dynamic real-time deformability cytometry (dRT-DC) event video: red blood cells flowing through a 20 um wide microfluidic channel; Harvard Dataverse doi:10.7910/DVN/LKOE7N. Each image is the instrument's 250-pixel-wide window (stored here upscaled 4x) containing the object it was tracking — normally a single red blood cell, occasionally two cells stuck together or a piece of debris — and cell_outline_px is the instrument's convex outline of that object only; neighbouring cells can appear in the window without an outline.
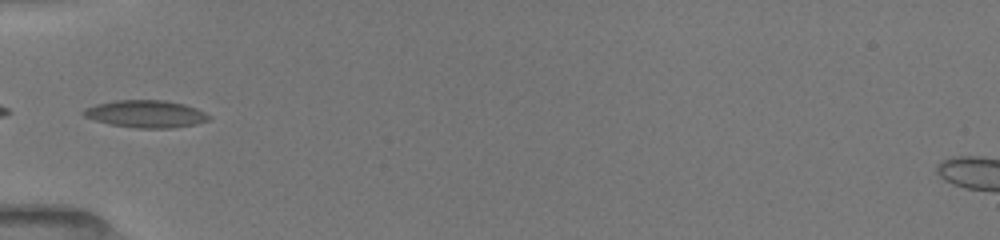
{"species": "common noctule bat (a hibernating species)", "species_latin": "Nyctalus noctula", "temperature_condition": "room temperature", "stored_images_in_passage": 34, "camera_frame_rate_fps": 3000, "um_per_image_px": 0.085, "animal": {"sex": "female", "body_mass_g": 19.5, "forearm_length_mm": 54.1}, "frame": {"image": 1, "passage_image": 1, "time_ms": 0.0, "image_size_px": [1000, 240], "cell_outline_px": [[212, 120], [196, 124], [172, 128], [136, 128], [112, 124], [96, 120], [84, 116], [80, 112], [84, 108], [96, 104], [116, 100], [164, 100], [184, 104], [196, 108], [212, 116]], "centroid_in_image_um": [12.43, 9.68], "position_along_channel_um": 72.6, "area_um2": 20.06}}
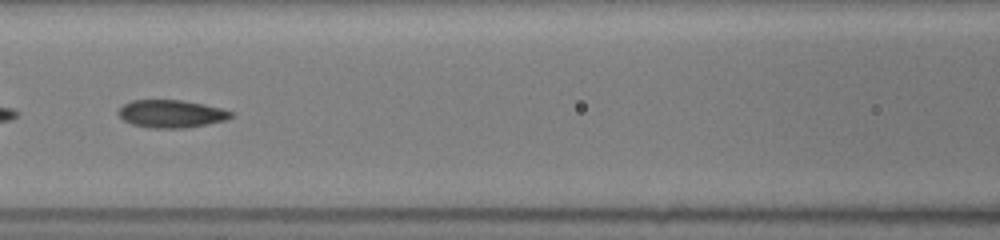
{"frame": {"image": 2, "passage_image": 7, "time_ms": 2.0, "image_size_px": [1000, 240], "cell_outline_px": [[236, 112], [228, 120], [188, 128], [152, 128], [132, 124], [124, 120], [116, 112], [124, 104], [132, 100], [180, 100], [204, 104], [224, 108]], "centroid_in_image_um": [14.62, 9.67], "position_along_channel_um": 152.0, "area_um2": 18.44}}
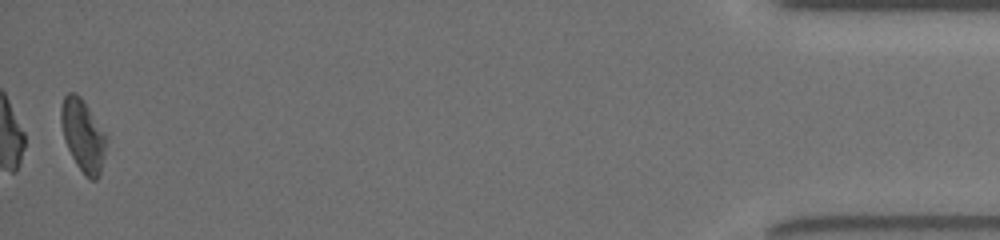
{"frame": {"image": 3, "passage_image": 34, "time_ms": 11.0, "image_size_px": [1000, 240], "cell_outline_px": [[108, 140], [100, 176], [96, 180], [92, 180], [84, 176], [76, 164], [64, 140], [60, 120], [60, 108], [64, 96], [68, 92], [76, 92], [80, 96], [108, 136]], "centroid_in_image_um": [7.07, 11.52], "position_along_channel_um": 428.1, "area_um2": 19.36}, "authors_computed_cell_mechanics": {"area_um2": 18.2359, "velocity_mm_per_s": 3.9789, "shape_relaxation_time_tau1_ms": 4.3422, "shape_relaxation_time_tau2_ms": 2.5538, "deformation_change_tau1": 0.1595, "deformation_change_tau2": 0.096}}